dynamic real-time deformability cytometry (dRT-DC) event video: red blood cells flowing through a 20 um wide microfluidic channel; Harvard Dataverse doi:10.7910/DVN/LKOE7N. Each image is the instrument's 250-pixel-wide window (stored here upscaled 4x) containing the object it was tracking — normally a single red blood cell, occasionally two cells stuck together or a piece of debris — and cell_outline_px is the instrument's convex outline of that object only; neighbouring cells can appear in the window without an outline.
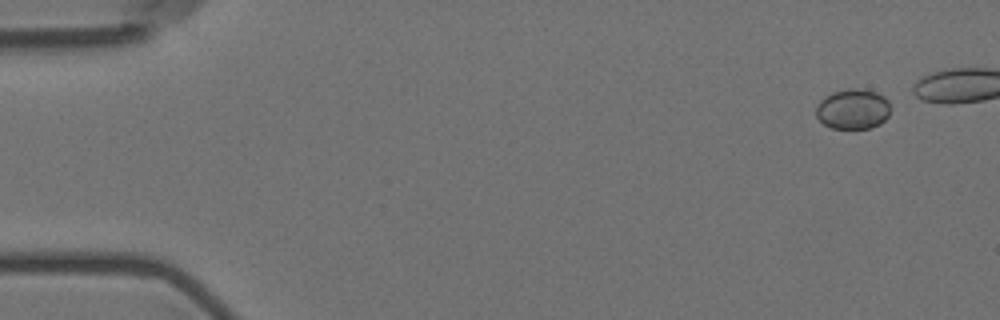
{"species": "Egyptian fruit bat (a non-hibernating species)", "species_latin": "Rousettus aegyptiacus", "temperature_condition": "room temperature", "stored_images_in_passage": 7, "camera_frame_rate_fps": 3000, "um_per_image_px": 0.085, "animal": {"sex": "female"}, "frame": {"image": 1, "passage_image": 1, "time_ms": 0.0, "image_size_px": [1000, 320], "cell_outline_px": [[892, 108], [888, 116], [880, 124], [872, 128], [832, 128], [824, 124], [816, 116], [816, 104], [824, 96], [832, 92], [852, 88], [856, 88], [876, 92], [884, 96], [888, 100]], "centroid_in_image_um": [72.51, 9.26], "position_along_channel_um": 12.5, "area_um2": 17.63}}
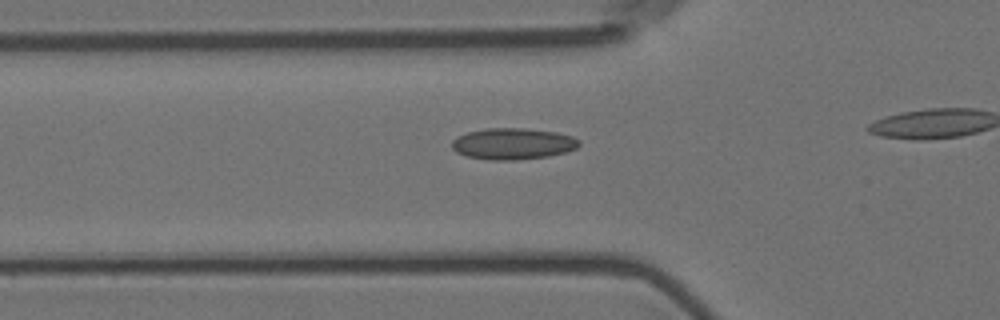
{"frame": {"image": 2, "passage_image": 7, "time_ms": 2.0, "image_size_px": [1000, 320], "cell_outline_px": [[580, 144], [576, 148], [564, 152], [548, 156], [516, 160], [492, 160], [468, 156], [456, 152], [452, 148], [452, 140], [456, 136], [468, 132], [488, 128], [524, 128], [556, 132], [572, 136], [580, 140]], "centroid_in_image_um": [43.59, 12.21], "position_along_channel_um": 82.2, "area_um2": 23.18}}